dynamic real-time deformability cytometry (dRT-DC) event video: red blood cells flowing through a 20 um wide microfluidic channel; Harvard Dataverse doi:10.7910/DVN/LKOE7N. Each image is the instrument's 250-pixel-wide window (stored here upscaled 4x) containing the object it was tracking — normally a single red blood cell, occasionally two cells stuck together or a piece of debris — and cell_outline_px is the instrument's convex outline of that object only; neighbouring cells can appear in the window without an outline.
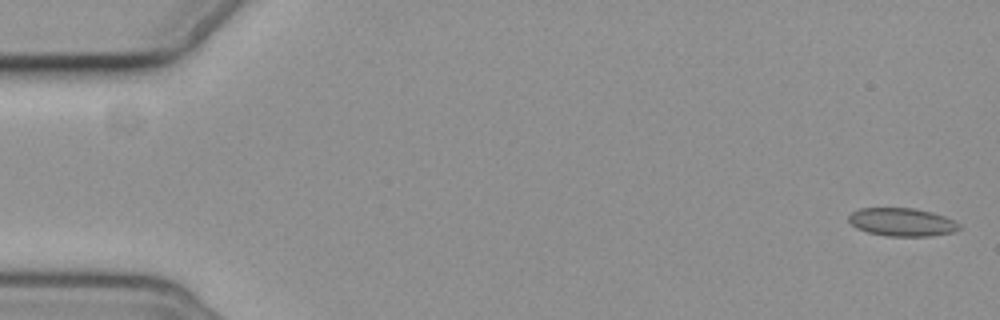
{"species": "common noctule bat (a hibernating species)", "species_latin": "Nyctalus noctula", "temperature_condition": "cold", "stored_images_in_passage": 4, "camera_frame_rate_fps": 3000, "um_per_image_px": 0.085, "animal": {"sex": "female", "body_mass_g": 19.3, "forearm_length_mm": 54.1}, "frame": {"image": 1, "passage_image": 1, "time_ms": 0.0, "image_size_px": [1000, 320], "cell_outline_px": [[960, 228], [952, 232], [928, 236], [888, 236], [868, 232], [856, 228], [848, 220], [848, 216], [852, 212], [860, 208], [916, 208], [932, 212], [956, 220], [960, 224]], "centroid_in_image_um": [76.67, 18.87], "position_along_channel_um": 8.3, "area_um2": 18.15}}